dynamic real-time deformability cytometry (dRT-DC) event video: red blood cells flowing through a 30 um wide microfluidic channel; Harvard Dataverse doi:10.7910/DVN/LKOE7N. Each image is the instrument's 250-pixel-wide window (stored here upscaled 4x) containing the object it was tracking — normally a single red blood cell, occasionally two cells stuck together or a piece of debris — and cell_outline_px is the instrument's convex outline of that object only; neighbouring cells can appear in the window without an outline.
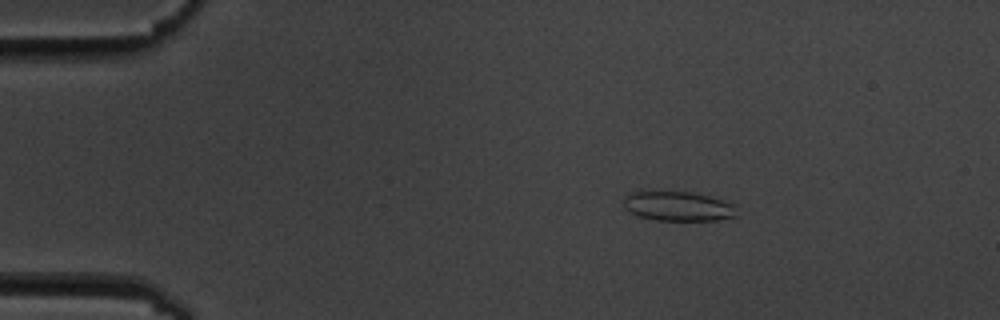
{"species": "common noctule bat (a hibernating species)", "species_latin": "Nyctalus noctula", "temperature_condition": "cold", "stored_images_in_passage": 5, "camera_frame_rate_fps": 3000, "um_per_image_px": 0.085, "animal": {"sex": "male", "body_mass_g": 19.5, "forearm_length_mm": 54.6}, "frame": {"image": 1, "passage_image": 3, "time_ms": 2.333, "image_size_px": [1000, 320], "cell_outline_px": [[736, 216], [716, 220], [656, 220], [640, 216], [624, 208], [624, 196], [632, 192], [692, 192], [708, 196], [732, 204]], "centroid_in_image_um": [57.59, 17.53], "position_along_channel_um": 27.4, "area_um2": 18.96}}